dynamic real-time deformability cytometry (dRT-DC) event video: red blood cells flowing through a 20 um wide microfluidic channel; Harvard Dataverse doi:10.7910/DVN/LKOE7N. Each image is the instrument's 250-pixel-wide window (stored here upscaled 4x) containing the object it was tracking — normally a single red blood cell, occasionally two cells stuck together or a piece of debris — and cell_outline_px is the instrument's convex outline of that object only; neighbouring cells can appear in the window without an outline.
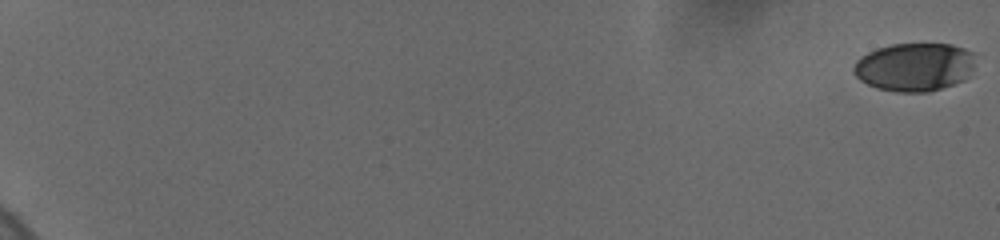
{"species": "human", "species_latin": "Homo sapiens", "temperature_condition": "cold", "stored_images_in_passage": 32, "camera_frame_rate_fps": 3000, "um_per_image_px": 0.085, "donor": {"sex": "female"}, "frame": {"image": 1, "passage_image": 1, "time_ms": 0.0, "image_size_px": [1000, 240], "cell_outline_px": [[976, 52], [972, 68], [964, 80], [928, 92], [896, 92], [876, 88], [860, 80], [852, 72], [852, 68], [856, 60], [860, 56], [876, 48], [892, 44], [952, 44]], "centroid_in_image_um": [77.71, 5.68], "position_along_channel_um": 7.3, "area_um2": 34.51}}
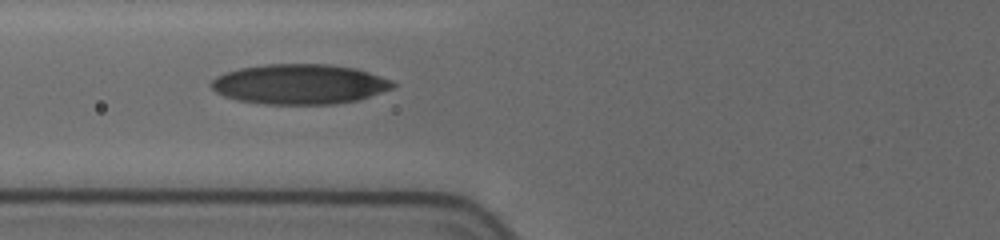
{"frame": {"image": 2, "passage_image": 24, "time_ms": 9.0, "image_size_px": [1000, 240], "cell_outline_px": [[396, 88], [356, 100], [332, 104], [264, 104], [236, 100], [224, 96], [216, 92], [208, 84], [216, 76], [224, 72], [240, 68], [264, 64], [328, 64], [356, 68], [392, 80], [396, 84]], "centroid_in_image_um": [25.44, 7.15], "position_along_channel_um": 100.4, "area_um2": 42.6}}
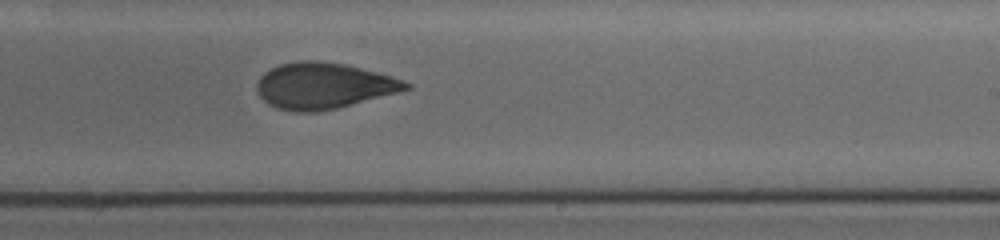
{"frame": {"image": 3, "passage_image": 32, "time_ms": 13.333, "image_size_px": [1000, 240], "cell_outline_px": [[412, 88], [336, 108], [316, 112], [296, 112], [276, 108], [268, 104], [260, 96], [256, 88], [256, 84], [260, 76], [264, 72], [280, 64], [300, 60], [316, 60], [344, 64], [376, 72], [412, 84]], "centroid_in_image_um": [27.44, 7.29], "position_along_channel_um": 261.6, "area_um2": 39.59}}